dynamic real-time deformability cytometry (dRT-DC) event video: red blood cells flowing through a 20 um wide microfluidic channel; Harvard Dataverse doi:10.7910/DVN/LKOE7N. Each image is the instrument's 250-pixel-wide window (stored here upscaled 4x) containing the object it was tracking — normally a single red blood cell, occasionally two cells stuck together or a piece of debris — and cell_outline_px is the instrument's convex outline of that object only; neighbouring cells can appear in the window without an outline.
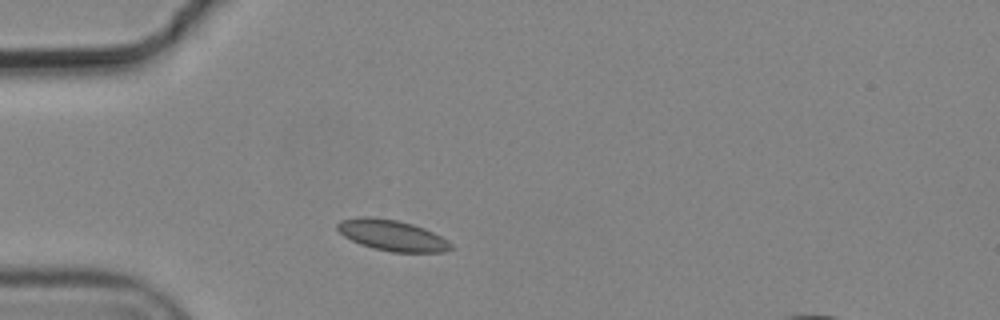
{"species": "common noctule bat (a hibernating species)", "species_latin": "Nyctalus noctula", "temperature_condition": "cold", "stored_images_in_passage": 2, "camera_frame_rate_fps": 3000, "um_per_image_px": 0.085, "animal": {"sex": "male", "body_mass_g": 19.2, "forearm_length_mm": 51.8}, "frame": {"image": 1, "passage_image": 1, "time_ms": 0.0, "image_size_px": [1000, 320], "cell_outline_px": [[456, 248], [444, 252], [392, 252], [372, 248], [360, 244], [344, 236], [336, 228], [336, 224], [340, 220], [356, 216], [368, 216], [396, 220], [412, 224], [424, 228], [448, 240]], "centroid_in_image_um": [33.32, 20.0], "position_along_channel_um": 51.7, "area_um2": 20.58}}